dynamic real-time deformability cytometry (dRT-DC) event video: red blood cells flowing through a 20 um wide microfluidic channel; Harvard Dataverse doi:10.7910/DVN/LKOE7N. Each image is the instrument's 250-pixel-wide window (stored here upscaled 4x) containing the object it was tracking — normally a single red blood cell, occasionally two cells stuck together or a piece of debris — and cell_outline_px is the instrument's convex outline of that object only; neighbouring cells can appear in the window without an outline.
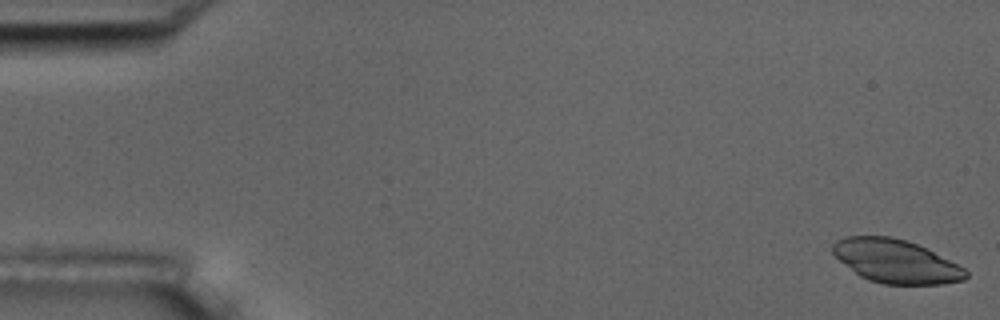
{"species": "common noctule bat (a hibernating species)", "species_latin": "Nyctalus noctula", "temperature_condition": "room temperature", "stored_images_in_passage": 5, "camera_frame_rate_fps": 3000, "um_per_image_px": 0.085, "animal": {"sex": "male", "body_mass_g": 17.5, "forearm_length_mm": 52.3}, "frame": {"image": 1, "passage_image": 1, "time_ms": 0.0, "image_size_px": [1000, 320], "cell_outline_px": [[968, 276], [964, 280], [944, 284], [884, 284], [868, 280], [860, 276], [840, 260], [832, 252], [832, 244], [836, 240], [844, 236], [892, 236], [916, 244], [964, 268], [968, 272]], "centroid_in_image_um": [76.12, 22.21], "position_along_channel_um": 8.9, "area_um2": 33.29}}